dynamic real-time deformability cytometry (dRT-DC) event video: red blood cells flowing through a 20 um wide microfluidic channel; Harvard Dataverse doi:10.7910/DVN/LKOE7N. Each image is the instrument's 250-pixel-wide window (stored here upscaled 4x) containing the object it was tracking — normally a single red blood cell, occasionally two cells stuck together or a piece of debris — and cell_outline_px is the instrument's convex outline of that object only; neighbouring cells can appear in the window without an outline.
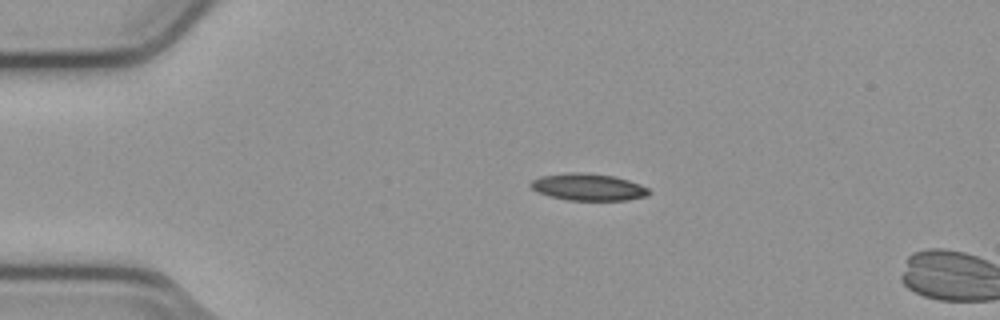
{"species": "common noctule bat (a hibernating species)", "species_latin": "Nyctalus noctula", "temperature_condition": "cold", "stored_images_in_passage": 3, "camera_frame_rate_fps": 3000, "um_per_image_px": 0.085, "animal": {"sex": "male", "body_mass_g": 23.1, "forearm_length_mm": 52.7}, "frame": {"image": 1, "passage_image": 1, "time_ms": 0.0, "image_size_px": [1000, 320], "cell_outline_px": [[652, 192], [648, 196], [628, 200], [568, 200], [536, 192], [528, 184], [532, 180], [540, 176], [564, 172], [584, 172], [612, 176], [628, 180], [640, 184], [648, 188]], "centroid_in_image_um": [50.0, 15.89], "position_along_channel_um": 35.0, "area_um2": 18.73}}